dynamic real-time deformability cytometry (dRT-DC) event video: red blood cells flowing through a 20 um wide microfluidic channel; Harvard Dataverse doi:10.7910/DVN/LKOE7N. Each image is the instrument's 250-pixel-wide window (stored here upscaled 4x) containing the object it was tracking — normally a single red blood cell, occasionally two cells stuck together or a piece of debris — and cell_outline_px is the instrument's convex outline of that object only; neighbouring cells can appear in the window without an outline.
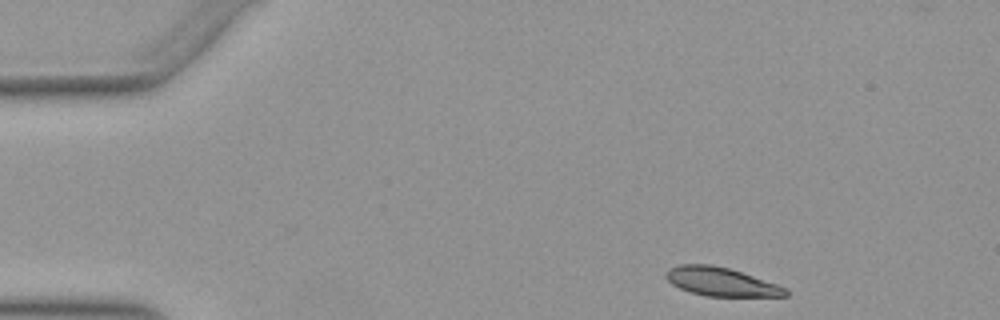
{"species": "Egyptian fruit bat (a non-hibernating species)", "species_latin": "Rousettus aegyptiacus", "temperature_condition": "warm", "stored_images_in_passage": 38, "camera_frame_rate_fps": 3000, "um_per_image_px": 0.085, "animal": {"sex": "female"}, "frame": {"image": 1, "passage_image": 1, "time_ms": 0.0, "image_size_px": [1000, 320], "cell_outline_px": [[788, 296], [708, 296], [692, 292], [680, 288], [672, 284], [664, 276], [664, 272], [668, 268], [680, 264], [712, 264], [728, 268], [788, 288]], "centroid_in_image_um": [61.25, 23.94], "position_along_channel_um": 23.7, "area_um2": 19.77}}
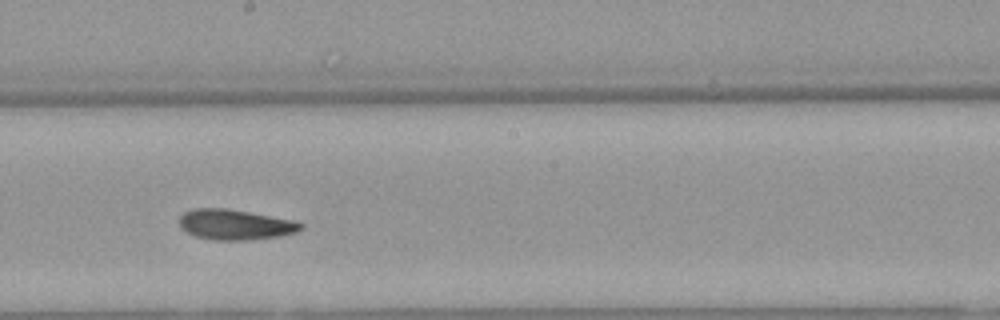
{"frame": {"image": 2, "passage_image": 23, "time_ms": 7.333, "image_size_px": [1000, 320], "cell_outline_px": [[304, 228], [296, 232], [280, 236], [248, 240], [212, 240], [196, 236], [180, 228], [180, 216], [184, 212], [196, 208], [228, 208], [296, 220], [304, 224]], "centroid_in_image_um": [20.03, 19.08], "position_along_channel_um": 228.2, "area_um2": 21.68}}
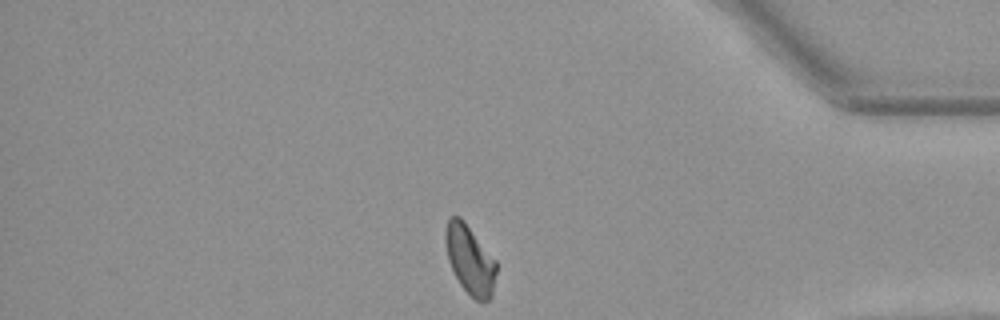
{"frame": {"image": 3, "passage_image": 38, "time_ms": 12.333, "image_size_px": [1000, 320], "cell_outline_px": [[496, 272], [492, 296], [488, 300], [480, 304], [460, 284], [448, 260], [444, 240], [444, 232], [448, 220], [452, 216], [460, 216], [464, 220], [496, 260]], "centroid_in_image_um": [39.94, 22.07], "position_along_channel_um": 395.3, "area_um2": 20.46}, "authors_computed_cell_mechanics": {"area_um2": 21.2704, "velocity_mm_per_s": 3.9104, "shape_relaxation_time_tau1_ms": 3.5145, "shape_relaxation_time_tau2_ms": 2.5915, "deformation_change_tau1": 0.1462, "deformation_change_tau2": 0.0905}}